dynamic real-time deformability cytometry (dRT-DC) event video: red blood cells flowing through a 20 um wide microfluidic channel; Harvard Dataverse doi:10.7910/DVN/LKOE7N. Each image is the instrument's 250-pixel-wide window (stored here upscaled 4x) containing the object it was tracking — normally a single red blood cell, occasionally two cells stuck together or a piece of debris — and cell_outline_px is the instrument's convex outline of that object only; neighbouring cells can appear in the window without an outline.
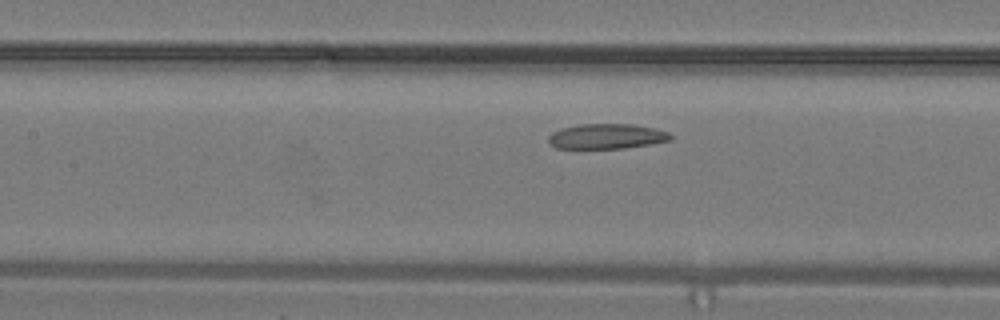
{"species": "common noctule bat (a hibernating species)", "species_latin": "Nyctalus noctula", "temperature_condition": "warm", "stored_images_in_passage": 6, "camera_frame_rate_fps": 3000, "um_per_image_px": 0.085, "animal": {"sex": "male", "body_mass_g": 19.2, "forearm_length_mm": 51.8}, "frame": {"image": 1, "passage_image": 6, "time_ms": 1.667, "image_size_px": [1000, 320], "cell_outline_px": [[672, 140], [652, 144], [624, 148], [556, 148], [548, 144], [548, 136], [552, 132], [560, 128], [580, 124], [632, 124], [656, 128], [668, 132], [672, 136]], "centroid_in_image_um": [51.56, 11.58], "position_along_channel_um": 155.8, "area_um2": 18.03}}